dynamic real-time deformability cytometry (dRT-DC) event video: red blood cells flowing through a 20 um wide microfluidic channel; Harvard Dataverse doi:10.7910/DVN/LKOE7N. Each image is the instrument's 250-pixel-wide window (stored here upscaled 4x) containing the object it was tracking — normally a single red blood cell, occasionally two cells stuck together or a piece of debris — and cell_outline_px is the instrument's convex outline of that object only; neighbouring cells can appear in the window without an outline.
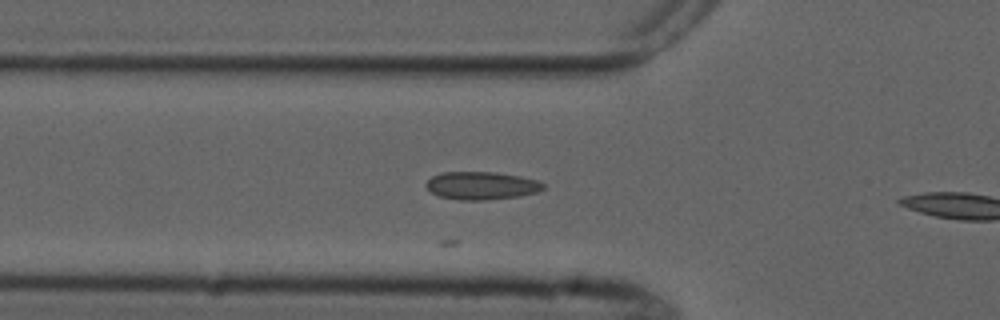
{"species": "common noctule bat (a hibernating species)", "species_latin": "Nyctalus noctula", "temperature_condition": "cold", "stored_images_in_passage": 8, "camera_frame_rate_fps": 3000, "um_per_image_px": 0.085, "animal": {"sex": "male", "forearm_length_mm": 52.5}, "frame": {"image": 1, "passage_image": 6, "time_ms": 7.333, "image_size_px": [1000, 320], "cell_outline_px": [[544, 188], [536, 192], [520, 196], [484, 200], [460, 200], [440, 196], [432, 192], [424, 184], [432, 176], [440, 172], [496, 172], [520, 176], [536, 180], [544, 184]], "centroid_in_image_um": [40.91, 15.77], "position_along_channel_um": 84.9, "area_um2": 18.96}}